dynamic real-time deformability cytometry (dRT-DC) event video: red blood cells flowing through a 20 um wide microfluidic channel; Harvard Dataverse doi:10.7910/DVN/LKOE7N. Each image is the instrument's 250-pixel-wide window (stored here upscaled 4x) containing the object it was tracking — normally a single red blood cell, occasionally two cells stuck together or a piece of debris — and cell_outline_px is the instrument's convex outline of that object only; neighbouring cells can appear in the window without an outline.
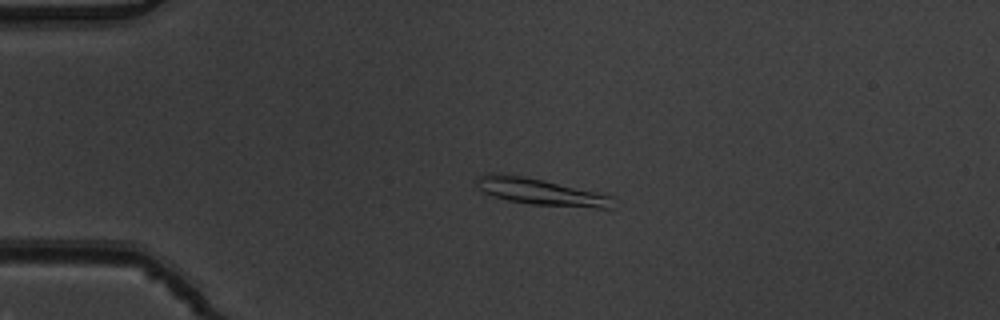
{"species": "common noctule bat (a hibernating species)", "species_latin": "Nyctalus noctula", "temperature_condition": "warm", "stored_images_in_passage": 4, "camera_frame_rate_fps": 3000, "um_per_image_px": 0.085, "animal": {"sex": "male", "body_mass_g": 19.5, "forearm_length_mm": 54.6}, "frame": {"image": 1, "passage_image": 3, "time_ms": 0.667, "image_size_px": [1000, 320], "cell_outline_px": [[612, 208], [596, 208], [532, 204], [508, 200], [492, 196], [476, 188], [476, 180], [480, 176], [488, 172], [492, 172], [524, 176], [544, 180], [612, 196]], "centroid_in_image_um": [45.87, 16.29], "position_along_channel_um": 39.1, "area_um2": 20.92}}